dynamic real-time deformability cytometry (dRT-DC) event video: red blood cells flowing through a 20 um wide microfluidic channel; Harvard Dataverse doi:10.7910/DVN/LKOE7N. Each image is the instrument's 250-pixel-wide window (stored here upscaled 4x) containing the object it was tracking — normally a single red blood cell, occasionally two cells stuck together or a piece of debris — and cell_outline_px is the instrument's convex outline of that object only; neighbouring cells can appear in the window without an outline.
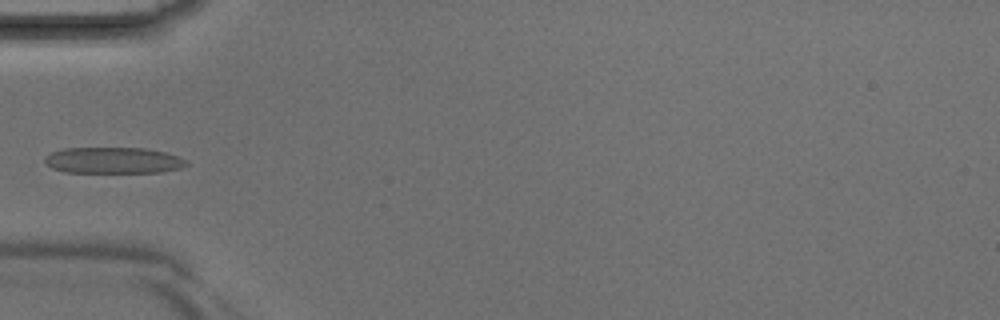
{"species": "Egyptian fruit bat (a non-hibernating species)", "species_latin": "Rousettus aegyptiacus", "temperature_condition": "room temperature", "stored_images_in_passage": 3, "camera_frame_rate_fps": 3000, "um_per_image_px": 0.085, "animal": {"sex": "male"}, "frame": {"image": 1, "passage_image": 3, "time_ms": 0.667, "image_size_px": [1000, 320], "cell_outline_px": [[188, 164], [180, 168], [160, 172], [64, 172], [52, 168], [44, 164], [44, 160], [52, 152], [64, 148], [148, 148], [164, 152], [188, 160]], "centroid_in_image_um": [9.62, 13.63], "position_along_channel_um": 75.4, "area_um2": 21.56}}